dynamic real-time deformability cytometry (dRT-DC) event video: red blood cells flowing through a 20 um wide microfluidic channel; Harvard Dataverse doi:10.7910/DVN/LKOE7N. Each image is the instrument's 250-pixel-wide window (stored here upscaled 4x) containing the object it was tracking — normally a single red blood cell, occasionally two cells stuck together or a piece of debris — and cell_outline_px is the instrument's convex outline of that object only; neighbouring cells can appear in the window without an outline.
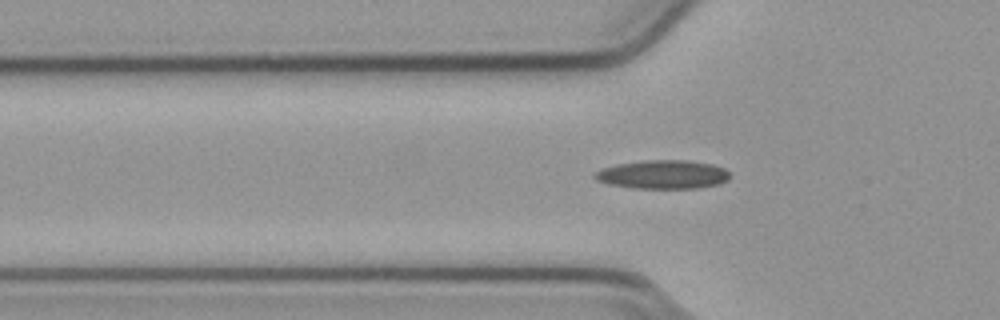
{"species": "common noctule bat (a hibernating species)", "species_latin": "Nyctalus noctula", "temperature_condition": "cold", "stored_images_in_passage": 41, "camera_frame_rate_fps": 3000, "um_per_image_px": 0.085, "animal": {"sex": "male", "body_mass_g": 23.1, "forearm_length_mm": 52.7}, "frame": {"image": 1, "passage_image": 11, "time_ms": 3.333, "image_size_px": [1000, 320], "cell_outline_px": [[728, 180], [720, 184], [696, 188], [632, 188], [608, 184], [596, 180], [592, 176], [596, 172], [604, 168], [616, 164], [648, 160], [688, 160], [712, 164], [724, 168], [728, 172]], "centroid_in_image_um": [56.34, 14.83], "position_along_channel_um": 69.5, "area_um2": 22.54}}
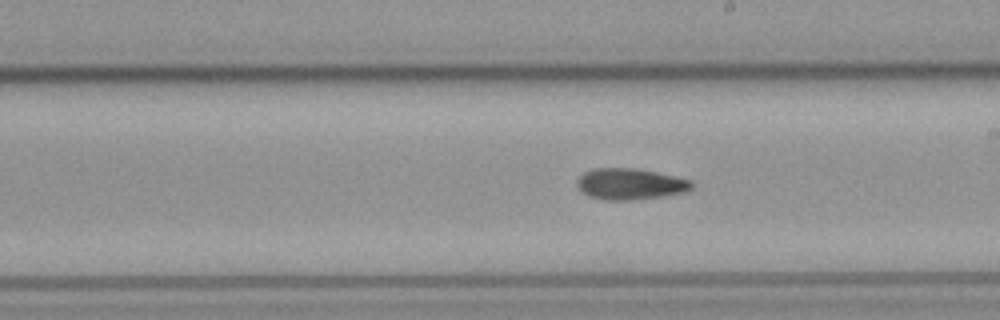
{"frame": {"image": 2, "passage_image": 24, "time_ms": 7.667, "image_size_px": [1000, 320], "cell_outline_px": [[692, 188], [684, 192], [660, 196], [632, 200], [604, 200], [588, 196], [576, 184], [576, 180], [584, 172], [592, 168], [632, 168], [656, 172], [692, 180]], "centroid_in_image_um": [53.53, 15.63], "position_along_channel_um": 235.5, "area_um2": 20.69}}
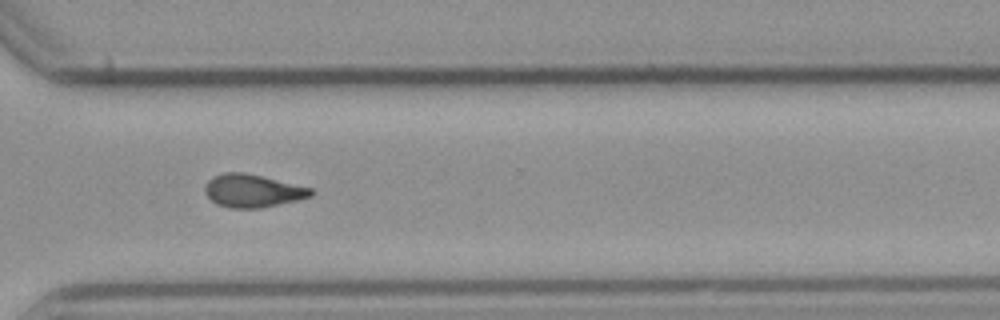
{"frame": {"image": 3, "passage_image": 33, "time_ms": 10.667, "image_size_px": [1000, 320], "cell_outline_px": [[316, 192], [312, 196], [296, 200], [260, 208], [232, 208], [216, 204], [204, 192], [204, 188], [208, 180], [212, 176], [224, 172], [244, 172], [312, 188]], "centroid_in_image_um": [21.46, 16.21], "position_along_channel_um": 349.1, "area_um2": 20.29}}